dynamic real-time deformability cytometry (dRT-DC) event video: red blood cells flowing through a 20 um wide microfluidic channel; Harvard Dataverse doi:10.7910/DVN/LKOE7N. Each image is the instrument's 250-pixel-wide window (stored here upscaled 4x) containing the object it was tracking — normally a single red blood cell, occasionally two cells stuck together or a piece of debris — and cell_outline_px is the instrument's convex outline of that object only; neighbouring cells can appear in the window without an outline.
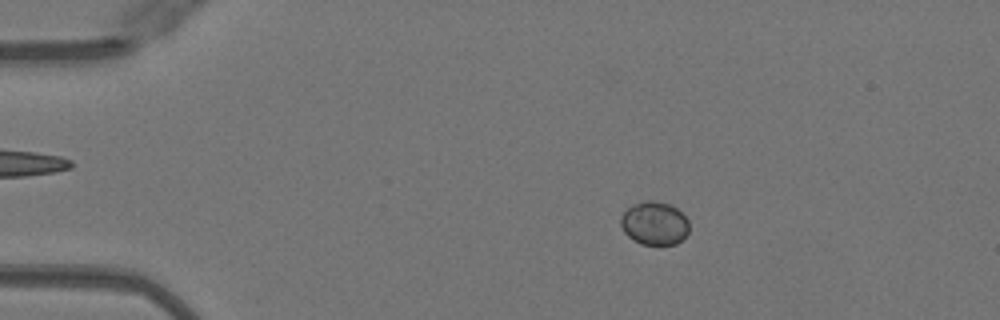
{"species": "Egyptian fruit bat (a non-hibernating species)", "species_latin": "Rousettus aegyptiacus", "temperature_condition": "warm", "stored_images_in_passage": 51, "camera_frame_rate_fps": 3000, "um_per_image_px": 0.085, "animal": {"sex": "female"}, "frame": {"image": 1, "passage_image": 10, "time_ms": 3.0, "image_size_px": [1000, 320], "cell_outline_px": [[688, 232], [676, 244], [640, 244], [632, 240], [624, 232], [620, 224], [620, 216], [628, 208], [636, 204], [648, 200], [652, 200], [668, 204], [676, 208], [688, 220]], "centroid_in_image_um": [55.6, 18.99], "position_along_channel_um": 29.4, "area_um2": 17.05}}
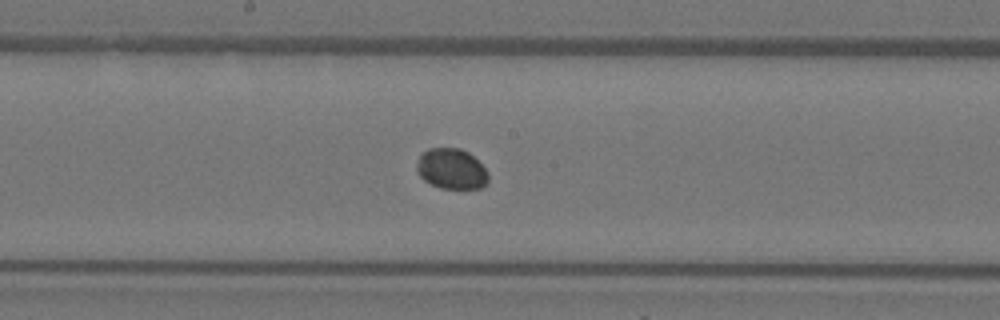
{"frame": {"image": 2, "passage_image": 28, "time_ms": 9.0, "image_size_px": [1000, 320], "cell_outline_px": [[488, 184], [480, 188], [440, 188], [424, 180], [416, 172], [416, 164], [420, 156], [428, 148], [460, 148], [468, 152], [488, 172]], "centroid_in_image_um": [38.36, 14.36], "position_along_channel_um": 209.8, "area_um2": 16.82}}
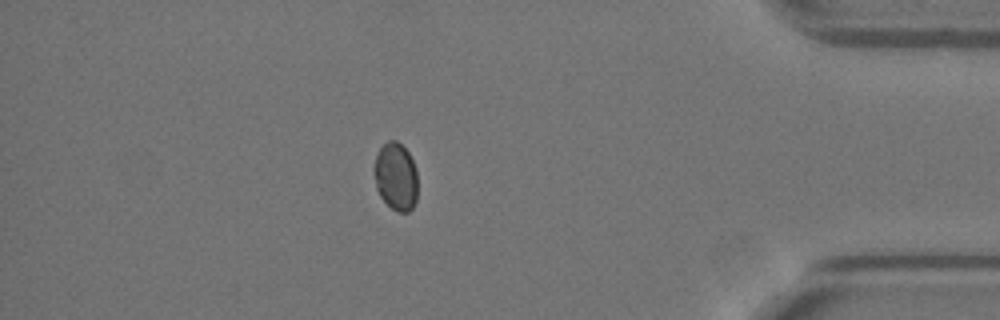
{"frame": {"image": 3, "passage_image": 45, "time_ms": 14.667, "image_size_px": [1000, 320], "cell_outline_px": [[416, 200], [412, 208], [408, 212], [396, 212], [380, 196], [376, 188], [372, 172], [372, 168], [376, 152], [388, 140], [396, 140], [408, 152], [412, 160], [416, 172]], "centroid_in_image_um": [33.6, 15.0], "position_along_channel_um": 401.6, "area_um2": 17.34}}